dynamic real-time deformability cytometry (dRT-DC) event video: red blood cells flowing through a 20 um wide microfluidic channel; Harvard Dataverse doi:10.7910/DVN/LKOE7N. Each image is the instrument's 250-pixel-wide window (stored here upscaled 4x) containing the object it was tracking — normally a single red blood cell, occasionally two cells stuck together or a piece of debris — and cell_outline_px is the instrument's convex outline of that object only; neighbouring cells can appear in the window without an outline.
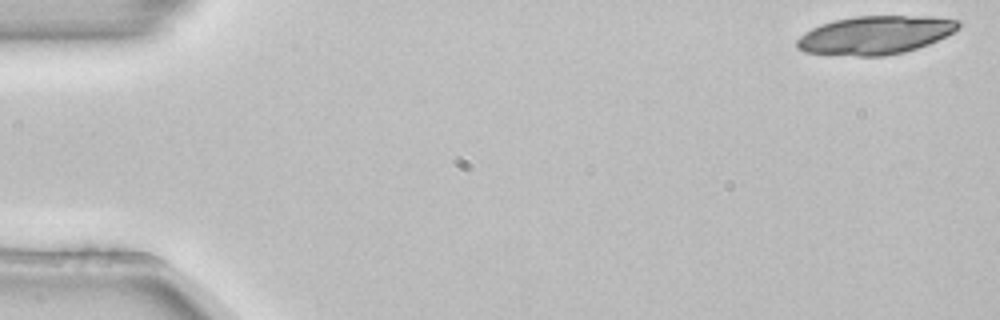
{"species": "common noctule bat (a hibernating species)", "species_latin": "Nyctalus noctula", "temperature_condition": "room temperature", "stored_images_in_passage": 4, "camera_frame_rate_fps": 3000, "um_per_image_px": 0.085, "animal": {"sex": "female", "body_mass_g": 22.7, "forearm_length_mm": 54.2}, "frame": {"image": 1, "passage_image": 1, "time_ms": 0.0, "image_size_px": [1000, 320], "cell_outline_px": [[960, 28], [928, 44], [904, 52], [884, 56], [856, 56], [804, 52], [796, 48], [796, 40], [804, 32], [820, 24], [836, 20], [856, 16], [932, 16], [960, 20]], "centroid_in_image_um": [74.38, 2.98], "position_along_channel_um": 10.6, "area_um2": 36.07}}